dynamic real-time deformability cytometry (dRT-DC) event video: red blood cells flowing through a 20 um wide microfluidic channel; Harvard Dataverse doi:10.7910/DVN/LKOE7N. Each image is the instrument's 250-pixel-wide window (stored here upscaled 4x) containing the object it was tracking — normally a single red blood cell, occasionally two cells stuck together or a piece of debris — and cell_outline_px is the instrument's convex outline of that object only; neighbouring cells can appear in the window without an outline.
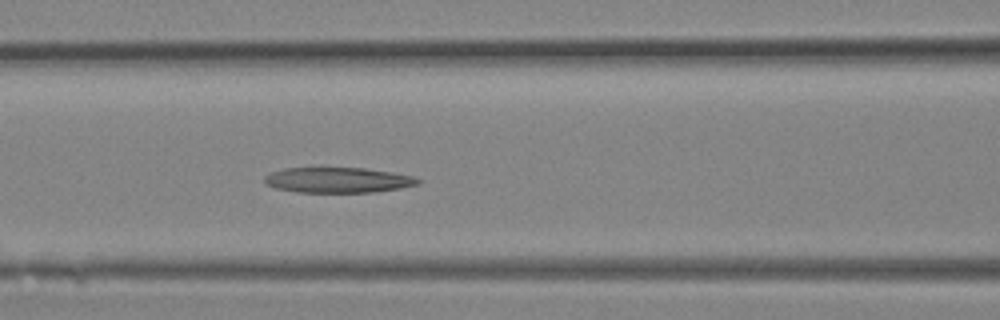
{"species": "Egyptian fruit bat (a non-hibernating species)", "species_latin": "Rousettus aegyptiacus", "temperature_condition": "room temperature", "stored_images_in_passage": 12, "camera_frame_rate_fps": 3000, "um_per_image_px": 0.085, "animal": {"sex": "female"}, "frame": {"image": 1, "passage_image": 12, "time_ms": 3.667, "image_size_px": [1000, 320], "cell_outline_px": [[424, 180], [420, 184], [400, 188], [372, 192], [296, 192], [276, 188], [268, 184], [264, 180], [264, 176], [272, 172], [284, 168], [364, 168], [392, 172], [416, 176]], "centroid_in_image_um": [28.79, 15.3], "position_along_channel_um": 137.8, "area_um2": 22.72}}